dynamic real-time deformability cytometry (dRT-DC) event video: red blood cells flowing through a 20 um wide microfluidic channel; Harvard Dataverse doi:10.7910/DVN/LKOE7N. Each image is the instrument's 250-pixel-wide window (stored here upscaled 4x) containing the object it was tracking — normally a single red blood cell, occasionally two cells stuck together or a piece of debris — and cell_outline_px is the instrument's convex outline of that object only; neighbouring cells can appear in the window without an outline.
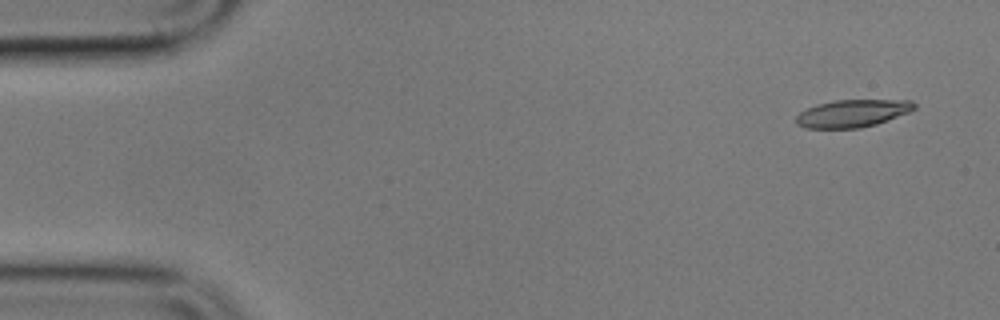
{"species": "common noctule bat (a hibernating species)", "species_latin": "Nyctalus noctula", "temperature_condition": "cold", "stored_images_in_passage": 4, "camera_frame_rate_fps": 3000, "um_per_image_px": 0.085, "animal": {"sex": "male", "body_mass_g": 17.9}, "frame": {"image": 1, "passage_image": 1, "time_ms": 0.0, "image_size_px": [1000, 320], "cell_outline_px": [[916, 108], [908, 112], [888, 120], [876, 124], [860, 128], [804, 128], [796, 124], [796, 116], [800, 112], [816, 104], [836, 100], [912, 100], [916, 104]], "centroid_in_image_um": [72.45, 9.63], "position_along_channel_um": 12.5, "area_um2": 18.96}}
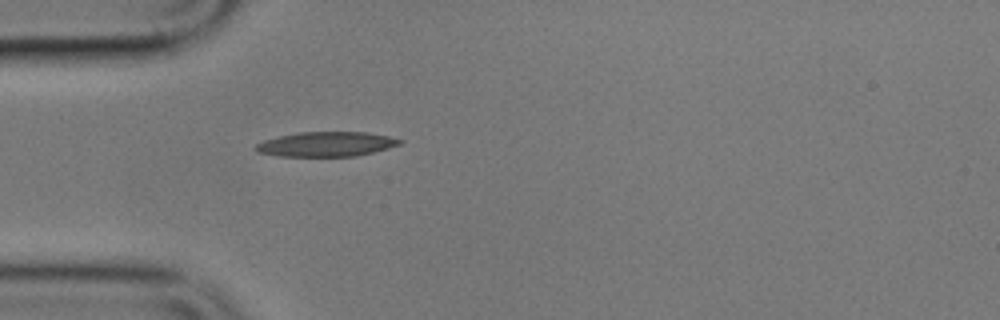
{"frame": {"image": 2, "passage_image": 4, "time_ms": 4.333, "image_size_px": [1000, 320], "cell_outline_px": [[404, 140], [400, 144], [388, 148], [356, 156], [280, 156], [256, 152], [252, 148], [256, 144], [264, 140], [280, 136], [300, 132], [364, 132], [388, 136]], "centroid_in_image_um": [27.7, 12.25], "position_along_channel_um": 57.3, "area_um2": 20.63}}